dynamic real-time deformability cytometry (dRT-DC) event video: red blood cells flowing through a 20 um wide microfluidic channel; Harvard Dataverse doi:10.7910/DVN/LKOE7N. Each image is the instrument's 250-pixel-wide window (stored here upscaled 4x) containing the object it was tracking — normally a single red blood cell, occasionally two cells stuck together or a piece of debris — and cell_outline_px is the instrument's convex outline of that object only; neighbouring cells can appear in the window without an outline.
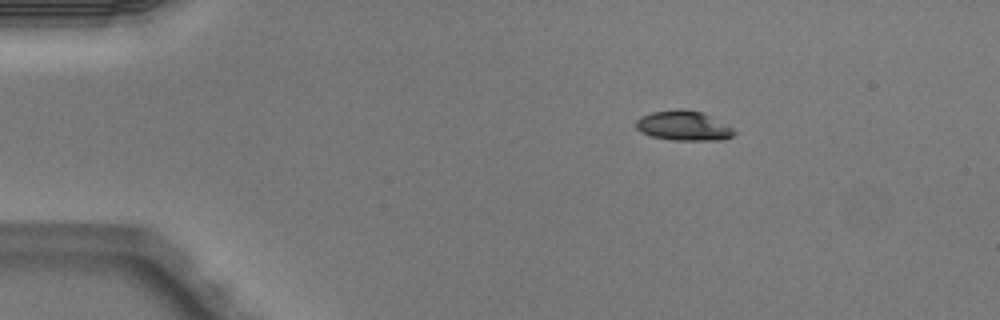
{"species": "Egyptian fruit bat (a non-hibernating species)", "species_latin": "Rousettus aegyptiacus", "temperature_condition": "warm", "stored_images_in_passage": 3, "camera_frame_rate_fps": 3000, "um_per_image_px": 0.085, "animal": {"sex": "male"}, "frame": {"image": 1, "passage_image": 1, "time_ms": 0.0, "image_size_px": [1000, 320], "cell_outline_px": [[736, 132], [732, 136], [724, 140], [672, 140], [652, 136], [640, 132], [636, 128], [636, 120], [640, 116], [652, 112], [676, 108], [680, 108], [704, 112], [732, 128]], "centroid_in_image_um": [58.08, 10.68], "position_along_channel_um": 26.9, "area_um2": 17.17}}
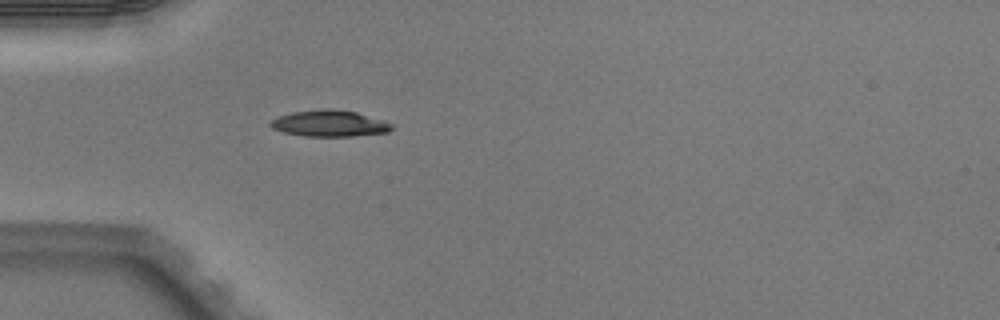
{"frame": {"image": 2, "passage_image": 3, "time_ms": 0.667, "image_size_px": [1000, 320], "cell_outline_px": [[392, 128], [388, 132], [352, 136], [304, 136], [284, 132], [272, 128], [268, 124], [276, 116], [292, 112], [328, 108], [356, 112], [384, 120], [392, 124]], "centroid_in_image_um": [27.99, 10.49], "position_along_channel_um": 57.0, "area_um2": 18.55}}